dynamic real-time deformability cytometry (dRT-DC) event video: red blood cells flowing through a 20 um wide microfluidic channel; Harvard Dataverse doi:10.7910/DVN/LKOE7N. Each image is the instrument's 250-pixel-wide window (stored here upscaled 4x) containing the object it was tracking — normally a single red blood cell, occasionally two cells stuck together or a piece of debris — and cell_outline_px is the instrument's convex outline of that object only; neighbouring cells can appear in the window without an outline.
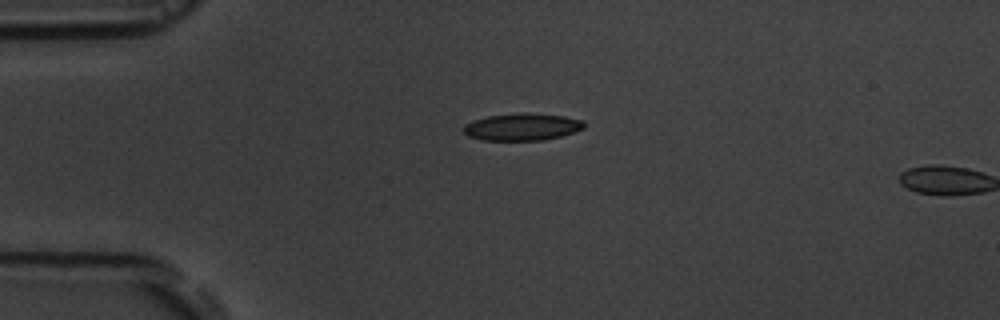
{"species": "common noctule bat (a hibernating species)", "species_latin": "Nyctalus noctula", "temperature_condition": "room temperature", "stored_images_in_passage": 2, "camera_frame_rate_fps": 3000, "um_per_image_px": 0.085, "animal": {"sex": "male", "body_mass_g": 19.5, "forearm_length_mm": 54.6}, "frame": {"image": 1, "passage_image": 1, "time_ms": 0.0, "image_size_px": [1000, 320], "cell_outline_px": [[584, 128], [576, 132], [544, 140], [484, 140], [468, 136], [464, 132], [464, 124], [472, 120], [488, 116], [564, 116], [584, 120]], "centroid_in_image_um": [44.38, 10.84], "position_along_channel_um": 40.6, "area_um2": 18.03}}